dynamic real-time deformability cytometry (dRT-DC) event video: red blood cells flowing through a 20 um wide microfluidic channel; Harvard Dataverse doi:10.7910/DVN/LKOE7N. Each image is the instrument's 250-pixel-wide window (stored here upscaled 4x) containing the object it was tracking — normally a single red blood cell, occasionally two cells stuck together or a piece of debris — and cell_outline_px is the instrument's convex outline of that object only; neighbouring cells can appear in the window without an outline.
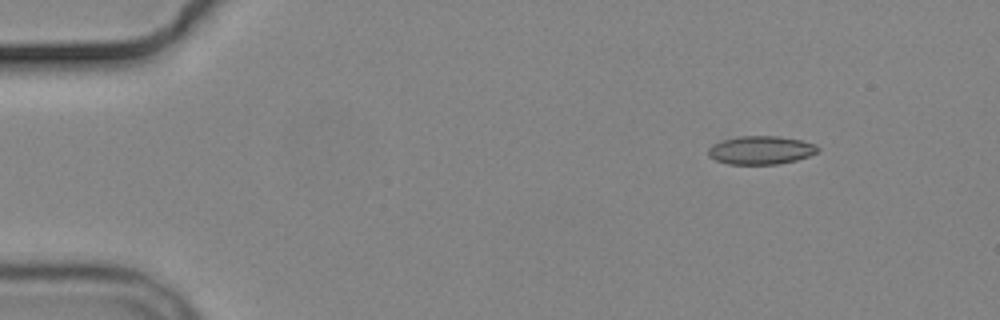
{"species": "common noctule bat (a hibernating species)", "species_latin": "Nyctalus noctula", "temperature_condition": "cold", "stored_images_in_passage": 6, "camera_frame_rate_fps": 3000, "um_per_image_px": 0.085, "animal": {"sex": "male", "body_mass_g": 19.2, "forearm_length_mm": 51.8}, "frame": {"image": 1, "passage_image": 2, "time_ms": 1.333, "image_size_px": [1000, 320], "cell_outline_px": [[820, 148], [816, 152], [808, 156], [796, 160], [780, 164], [728, 164], [716, 160], [708, 156], [708, 148], [712, 144], [720, 140], [740, 136], [780, 136], [800, 140], [816, 144]], "centroid_in_image_um": [64.65, 12.76], "position_along_channel_um": 20.4, "area_um2": 18.21}}
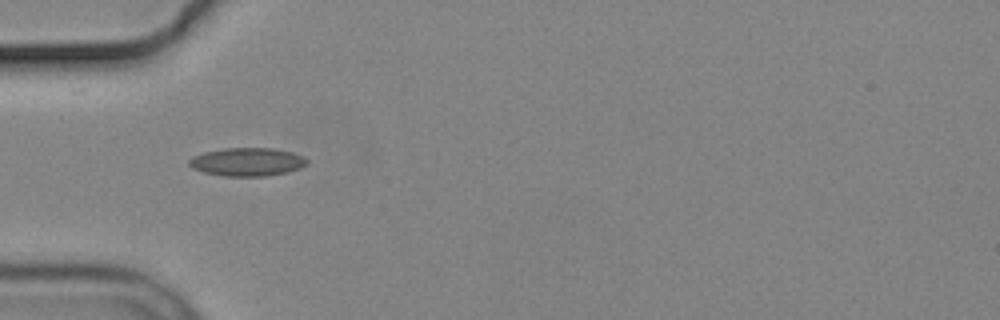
{"frame": {"image": 2, "passage_image": 5, "time_ms": 5.0, "image_size_px": [1000, 320], "cell_outline_px": [[308, 164], [300, 168], [288, 172], [268, 176], [224, 176], [204, 172], [192, 168], [188, 164], [188, 160], [192, 156], [204, 152], [224, 148], [272, 148], [292, 152], [304, 156], [308, 160]], "centroid_in_image_um": [21.03, 13.76], "position_along_channel_um": 64.0, "area_um2": 19.59}}
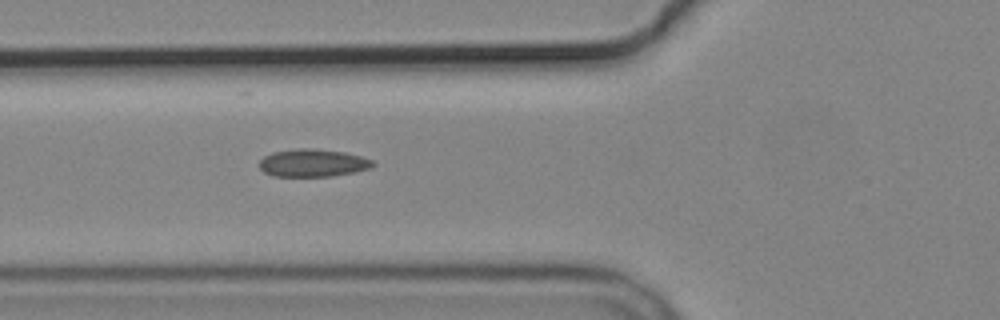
{"frame": {"image": 3, "passage_image": 6, "time_ms": 6.0, "image_size_px": [1000, 320], "cell_outline_px": [[376, 164], [372, 168], [356, 172], [332, 176], [272, 176], [264, 172], [260, 168], [260, 160], [264, 156], [272, 152], [300, 148], [312, 148], [344, 152], [360, 156], [372, 160]], "centroid_in_image_um": [26.61, 13.85], "position_along_channel_um": 99.2, "area_um2": 18.38}}